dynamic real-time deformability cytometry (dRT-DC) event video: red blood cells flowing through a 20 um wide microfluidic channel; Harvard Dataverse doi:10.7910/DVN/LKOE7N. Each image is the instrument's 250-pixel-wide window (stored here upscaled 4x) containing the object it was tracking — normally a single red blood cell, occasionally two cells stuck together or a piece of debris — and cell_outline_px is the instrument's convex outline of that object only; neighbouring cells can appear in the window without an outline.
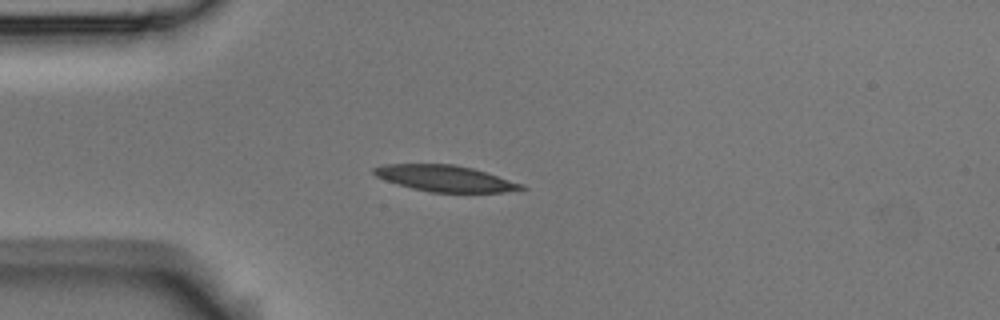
{"species": "Egyptian fruit bat (a non-hibernating species)", "species_latin": "Rousettus aegyptiacus", "temperature_condition": "room temperature", "stored_images_in_passage": 6, "camera_frame_rate_fps": 3000, "um_per_image_px": 0.085, "animal": {"sex": "male"}, "frame": {"image": 1, "passage_image": 3, "time_ms": 0.667, "image_size_px": [1000, 320], "cell_outline_px": [[528, 188], [520, 192], [432, 192], [412, 188], [384, 180], [376, 176], [372, 172], [372, 168], [384, 164], [452, 164], [472, 168], [524, 184]], "centroid_in_image_um": [37.88, 15.17], "position_along_channel_um": 47.1, "area_um2": 22.6}}
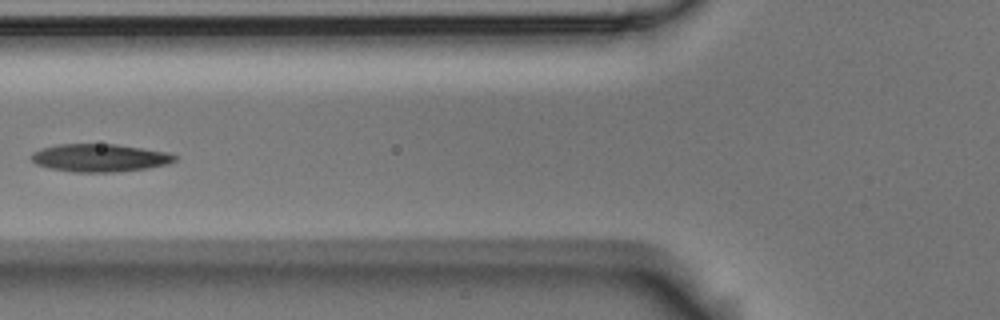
{"frame": {"image": 2, "passage_image": 5, "time_ms": 1.333, "image_size_px": [1000, 320], "cell_outline_px": [[176, 160], [168, 164], [148, 168], [112, 172], [72, 172], [48, 168], [36, 164], [28, 156], [32, 152], [44, 148], [60, 144], [116, 144], [168, 152], [176, 156]], "centroid_in_image_um": [8.46, 13.42], "position_along_channel_um": 117.3, "area_um2": 23.29}}
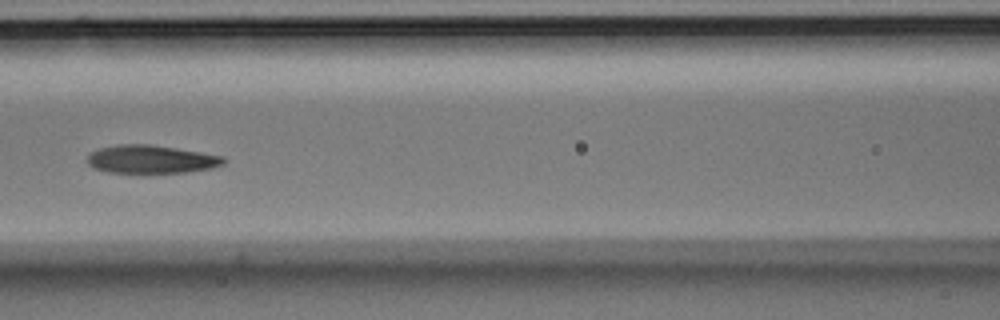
{"frame": {"image": 3, "passage_image": 6, "time_ms": 1.667, "image_size_px": [1000, 320], "cell_outline_px": [[224, 164], [212, 168], [188, 172], [108, 172], [92, 168], [88, 164], [88, 152], [100, 148], [116, 144], [152, 144], [224, 156]], "centroid_in_image_um": [12.81, 13.52], "position_along_channel_um": 153.8, "area_um2": 22.37}}